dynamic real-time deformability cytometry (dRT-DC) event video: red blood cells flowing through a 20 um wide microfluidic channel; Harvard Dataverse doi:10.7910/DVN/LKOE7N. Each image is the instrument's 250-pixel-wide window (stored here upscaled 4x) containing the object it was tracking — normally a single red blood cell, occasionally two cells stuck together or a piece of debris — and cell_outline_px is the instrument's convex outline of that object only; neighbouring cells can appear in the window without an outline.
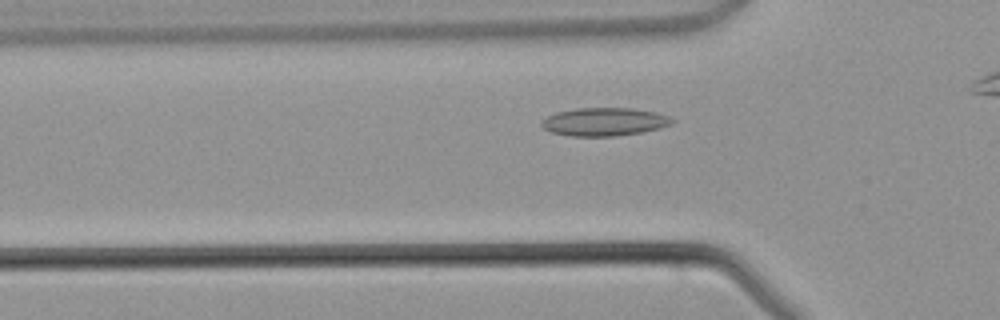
{"species": "common noctule bat (a hibernating species)", "species_latin": "Nyctalus noctula", "temperature_condition": "warm", "stored_images_in_passage": 26, "camera_frame_rate_fps": 3000, "um_per_image_px": 0.085, "animal": {"sex": "male", "body_mass_g": 21.5, "forearm_length_mm": 52.0}, "frame": {"image": 1, "passage_image": 5, "time_ms": 1.333, "image_size_px": [1000, 320], "cell_outline_px": [[676, 120], [672, 124], [660, 128], [640, 132], [616, 136], [572, 136], [552, 132], [544, 128], [540, 124], [548, 116], [556, 112], [576, 108], [632, 108], [656, 112], [668, 116]], "centroid_in_image_um": [51.4, 10.34], "position_along_channel_um": 74.4, "area_um2": 21.33}}
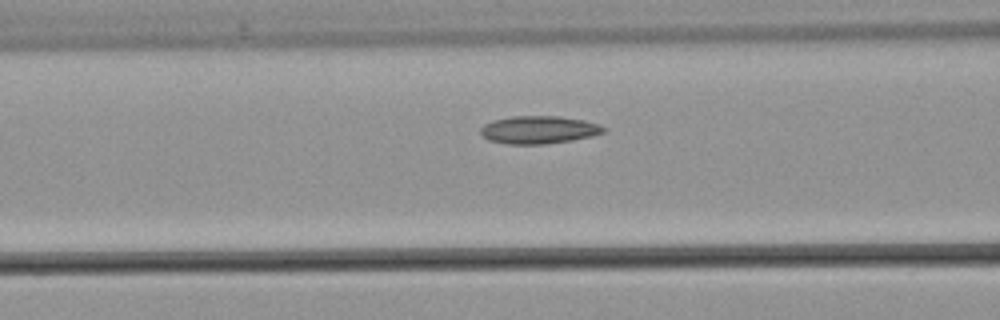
{"frame": {"image": 2, "passage_image": 8, "time_ms": 2.333, "image_size_px": [1000, 320], "cell_outline_px": [[608, 128], [604, 132], [592, 136], [572, 140], [544, 144], [508, 144], [488, 140], [480, 132], [480, 128], [484, 124], [492, 120], [512, 116], [560, 116], [584, 120], [600, 124]], "centroid_in_image_um": [45.81, 11.02], "position_along_channel_um": 120.8, "area_um2": 20.06}}
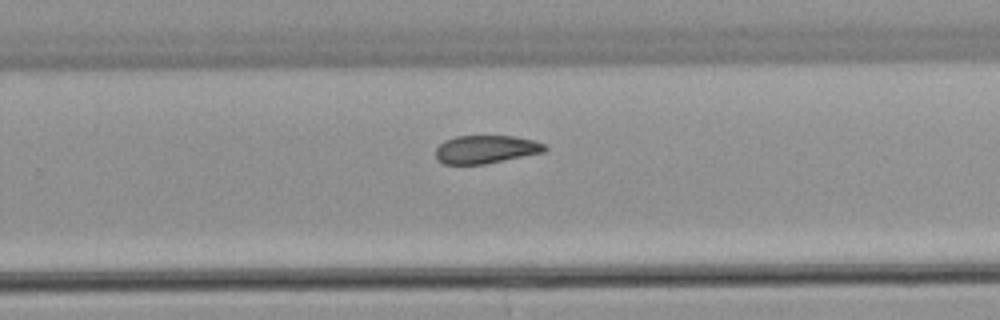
{"frame": {"image": 3, "passage_image": 19, "time_ms": 6.0, "image_size_px": [1000, 320], "cell_outline_px": [[548, 148], [544, 152], [484, 164], [444, 164], [436, 160], [436, 148], [444, 140], [456, 136], [512, 136], [532, 140], [544, 144]], "centroid_in_image_um": [41.26, 12.69], "position_along_channel_um": 288.5, "area_um2": 17.8}}